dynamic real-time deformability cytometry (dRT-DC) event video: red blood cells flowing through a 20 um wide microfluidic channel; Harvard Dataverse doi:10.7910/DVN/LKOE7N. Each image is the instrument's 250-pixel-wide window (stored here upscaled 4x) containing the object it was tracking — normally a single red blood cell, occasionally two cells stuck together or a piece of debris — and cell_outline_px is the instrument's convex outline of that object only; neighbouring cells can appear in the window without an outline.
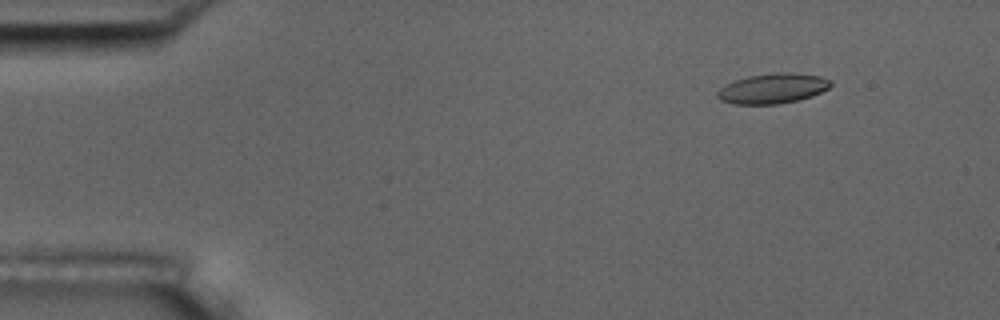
{"species": "common noctule bat (a hibernating species)", "species_latin": "Nyctalus noctula", "temperature_condition": "room temperature", "stored_images_in_passage": 4, "camera_frame_rate_fps": 3000, "um_per_image_px": 0.085, "animal": {"sex": "male", "body_mass_g": 17.5, "forearm_length_mm": 52.3}, "frame": {"image": 1, "passage_image": 1, "time_ms": 0.0, "image_size_px": [1000, 320], "cell_outline_px": [[832, 84], [828, 88], [812, 96], [796, 100], [776, 104], [732, 104], [720, 100], [716, 96], [716, 92], [720, 88], [736, 80], [748, 76], [772, 72], [792, 72], [820, 76], [832, 80]], "centroid_in_image_um": [65.68, 7.51], "position_along_channel_um": 19.3, "area_um2": 19.88}}
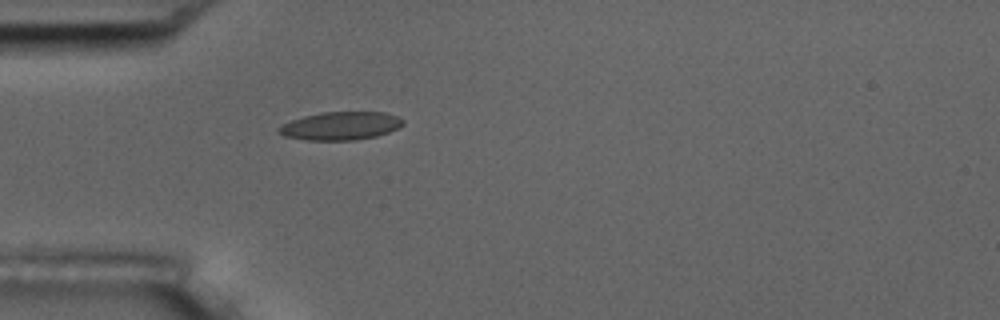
{"frame": {"image": 2, "passage_image": 4, "time_ms": 3.333, "image_size_px": [1000, 320], "cell_outline_px": [[404, 124], [388, 132], [376, 136], [352, 140], [308, 140], [284, 136], [276, 132], [276, 128], [280, 124], [304, 116], [320, 112], [384, 112], [396, 116], [404, 120]], "centroid_in_image_um": [28.89, 10.69], "position_along_channel_um": 56.1, "area_um2": 20.4}}